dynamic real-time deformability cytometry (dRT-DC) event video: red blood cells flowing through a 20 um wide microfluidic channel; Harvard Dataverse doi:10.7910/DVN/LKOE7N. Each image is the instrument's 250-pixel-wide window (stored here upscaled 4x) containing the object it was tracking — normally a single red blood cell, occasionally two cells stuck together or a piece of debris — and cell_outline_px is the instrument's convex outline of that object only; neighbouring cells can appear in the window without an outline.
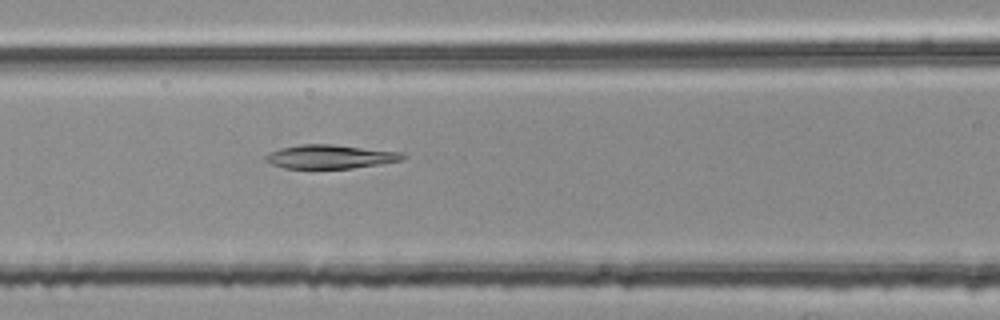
{"species": "common noctule bat (a hibernating species)", "species_latin": "Nyctalus noctula", "temperature_condition": "room temperature", "stored_images_in_passage": 39, "camera_frame_rate_fps": 3000, "um_per_image_px": 0.085, "animal": {"sex": "female", "body_mass_g": 25.1}, "frame": {"image": 1, "passage_image": 14, "time_ms": 4.333, "image_size_px": [1000, 320], "cell_outline_px": [[408, 156], [404, 160], [380, 164], [352, 168], [284, 168], [272, 164], [264, 160], [264, 156], [268, 152], [280, 148], [300, 144], [332, 144], [404, 152]], "centroid_in_image_um": [28.1, 13.31], "position_along_channel_um": 138.5, "area_um2": 19.25}}
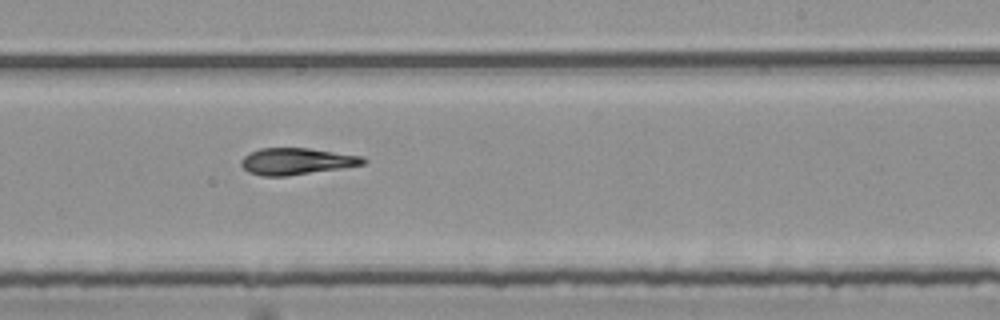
{"frame": {"image": 2, "passage_image": 24, "time_ms": 7.667, "image_size_px": [1000, 320], "cell_outline_px": [[368, 160], [364, 164], [340, 168], [288, 176], [260, 176], [248, 172], [240, 164], [240, 160], [248, 152], [260, 148], [308, 148], [360, 156]], "centroid_in_image_um": [25.14, 13.71], "position_along_channel_um": 263.9, "area_um2": 18.9}}
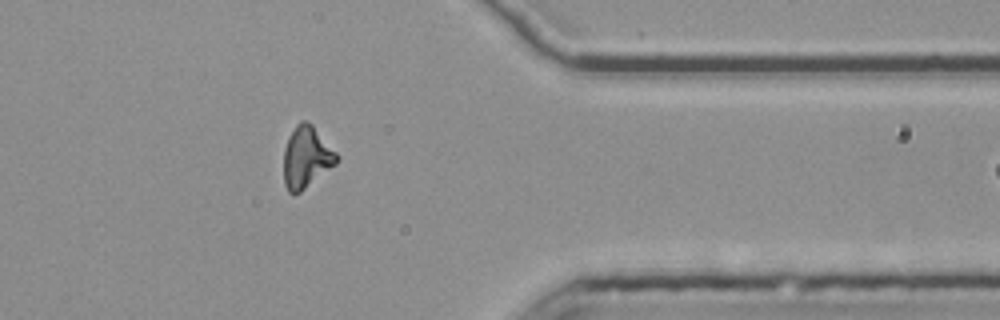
{"frame": {"image": 3, "passage_image": 35, "time_ms": 11.333, "image_size_px": [1000, 320], "cell_outline_px": [[340, 160], [336, 164], [300, 192], [292, 196], [288, 192], [284, 184], [284, 148], [288, 136], [296, 124], [300, 120], [304, 120], [312, 124], [340, 156]], "centroid_in_image_um": [26.04, 13.36], "position_along_channel_um": 385.4, "area_um2": 19.25}}